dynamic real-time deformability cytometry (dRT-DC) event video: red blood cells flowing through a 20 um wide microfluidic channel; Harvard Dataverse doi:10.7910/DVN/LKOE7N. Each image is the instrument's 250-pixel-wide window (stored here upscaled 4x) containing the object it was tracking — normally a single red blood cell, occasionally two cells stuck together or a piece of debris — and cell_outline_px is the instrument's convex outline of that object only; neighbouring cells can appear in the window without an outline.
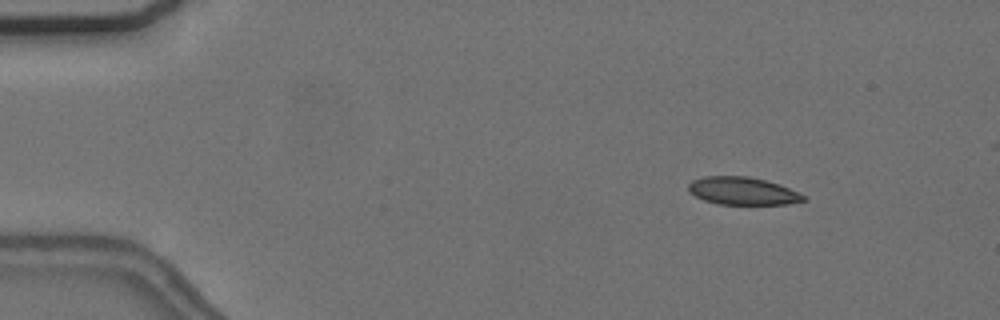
{"species": "common noctule bat (a hibernating species)", "species_latin": "Nyctalus noctula", "temperature_condition": "cold", "stored_images_in_passage": 11, "camera_frame_rate_fps": 3000, "um_per_image_px": 0.085, "animal": {"sex": "female", "body_mass_g": 24.6, "forearm_length_mm": 56.2}, "frame": {"image": 1, "passage_image": 1, "time_ms": 0.0, "image_size_px": [1000, 320], "cell_outline_px": [[808, 200], [788, 204], [720, 204], [704, 200], [696, 196], [688, 188], [688, 184], [692, 180], [704, 176], [748, 176], [764, 180], [788, 188], [808, 196]], "centroid_in_image_um": [63.15, 16.23], "position_along_channel_um": 21.8, "area_um2": 18.44}}
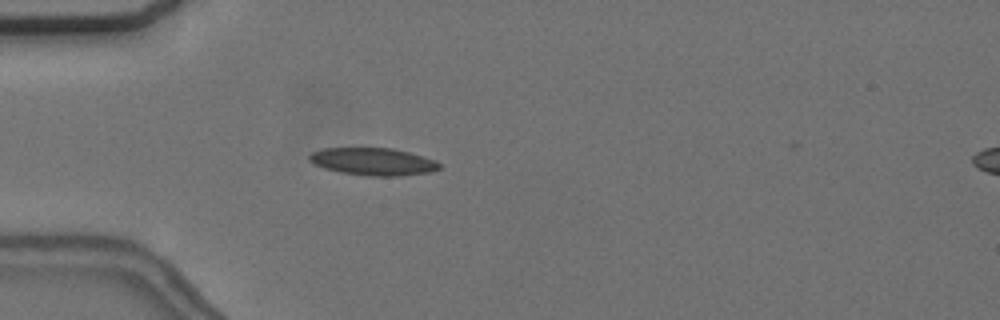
{"frame": {"image": 2, "passage_image": 10, "time_ms": 3.0, "image_size_px": [1000, 320], "cell_outline_px": [[440, 168], [432, 172], [400, 176], [368, 176], [340, 172], [324, 168], [308, 160], [308, 156], [312, 152], [324, 148], [392, 148], [424, 156], [436, 160], [440, 164]], "centroid_in_image_um": [31.74, 13.74], "position_along_channel_um": 53.3, "area_um2": 20.87}}